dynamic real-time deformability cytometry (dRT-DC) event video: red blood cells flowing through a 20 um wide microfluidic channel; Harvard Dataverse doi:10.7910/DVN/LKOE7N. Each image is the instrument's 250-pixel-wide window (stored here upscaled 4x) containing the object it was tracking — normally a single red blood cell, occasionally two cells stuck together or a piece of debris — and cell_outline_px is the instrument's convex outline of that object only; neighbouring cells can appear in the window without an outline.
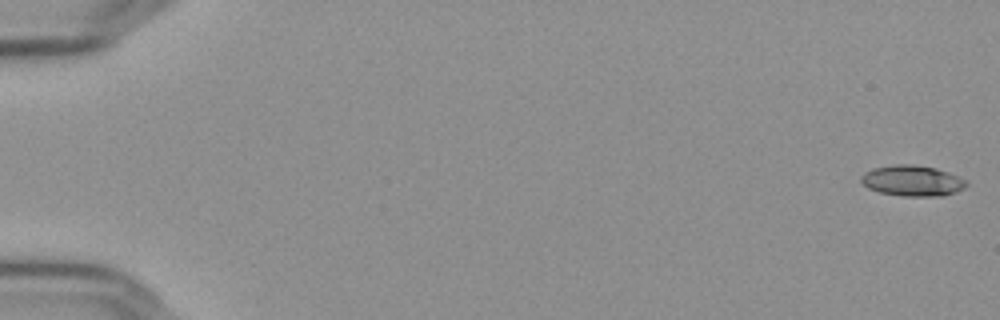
{"species": "Egyptian fruit bat (a non-hibernating species)", "species_latin": "Rousettus aegyptiacus", "temperature_condition": "cold", "stored_images_in_passage": 52, "camera_frame_rate_fps": 3000, "um_per_image_px": 0.085, "frame": {"image": 1, "passage_image": 1, "time_ms": 0.0, "image_size_px": [1000, 320], "cell_outline_px": [[968, 184], [964, 188], [956, 192], [944, 196], [900, 196], [880, 192], [868, 188], [860, 180], [860, 176], [864, 172], [872, 168], [896, 164], [912, 164], [936, 168], [960, 176], [968, 180]], "centroid_in_image_um": [77.57, 15.36], "position_along_channel_um": 7.4, "area_um2": 19.13}}
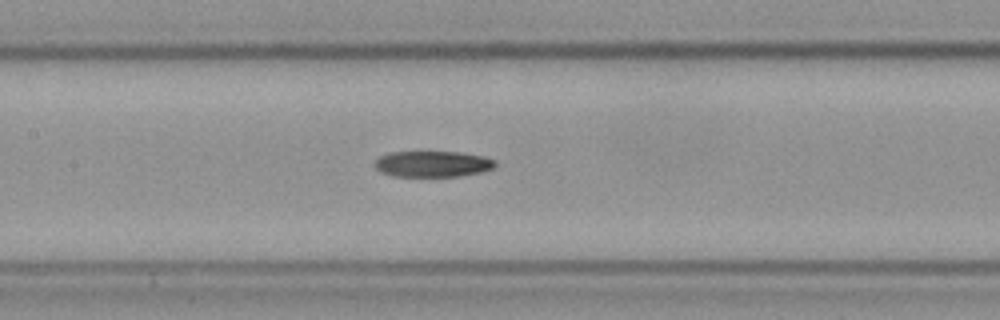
{"frame": {"image": 2, "passage_image": 28, "time_ms": 9.0, "image_size_px": [1000, 320], "cell_outline_px": [[496, 164], [492, 168], [484, 172], [460, 176], [392, 176], [380, 172], [372, 164], [380, 156], [388, 152], [460, 152], [484, 156], [496, 160]], "centroid_in_image_um": [36.77, 13.94], "position_along_channel_um": 170.6, "area_um2": 18.44}}
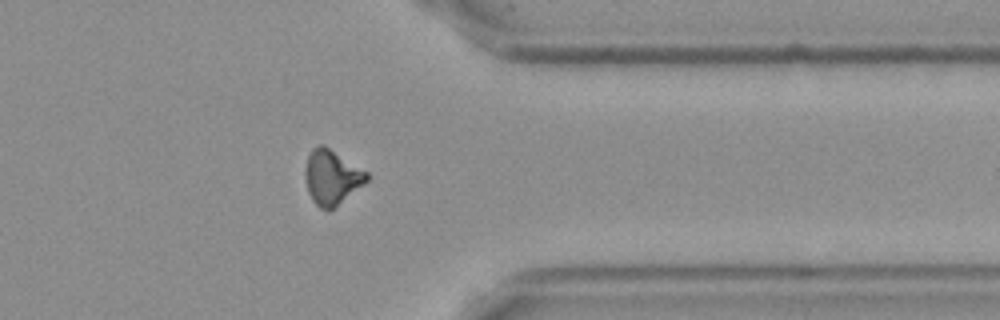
{"frame": {"image": 3, "passage_image": 46, "time_ms": 15.0, "image_size_px": [1000, 320], "cell_outline_px": [[372, 176], [364, 184], [328, 212], [320, 208], [312, 200], [308, 192], [304, 176], [304, 168], [308, 156], [312, 148], [320, 144], [324, 144], [368, 172]], "centroid_in_image_um": [28.19, 15.05], "position_along_channel_um": 383.2, "area_um2": 19.88}}